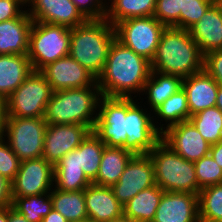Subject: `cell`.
<instances>
[{
  "label": "cell",
  "mask_w": 222,
  "mask_h": 222,
  "mask_svg": "<svg viewBox=\"0 0 222 222\" xmlns=\"http://www.w3.org/2000/svg\"><path fill=\"white\" fill-rule=\"evenodd\" d=\"M151 70L150 61L115 38L97 83L102 96L137 98L140 97Z\"/></svg>",
  "instance_id": "1"
},
{
  "label": "cell",
  "mask_w": 222,
  "mask_h": 222,
  "mask_svg": "<svg viewBox=\"0 0 222 222\" xmlns=\"http://www.w3.org/2000/svg\"><path fill=\"white\" fill-rule=\"evenodd\" d=\"M204 56L188 30L165 27L151 69L182 78L203 70Z\"/></svg>",
  "instance_id": "2"
},
{
  "label": "cell",
  "mask_w": 222,
  "mask_h": 222,
  "mask_svg": "<svg viewBox=\"0 0 222 222\" xmlns=\"http://www.w3.org/2000/svg\"><path fill=\"white\" fill-rule=\"evenodd\" d=\"M105 144L91 131L82 143L54 166V187L61 191L87 188L97 177Z\"/></svg>",
  "instance_id": "3"
},
{
  "label": "cell",
  "mask_w": 222,
  "mask_h": 222,
  "mask_svg": "<svg viewBox=\"0 0 222 222\" xmlns=\"http://www.w3.org/2000/svg\"><path fill=\"white\" fill-rule=\"evenodd\" d=\"M116 38L114 26L104 19L87 20L71 28L69 55L98 78Z\"/></svg>",
  "instance_id": "4"
},
{
  "label": "cell",
  "mask_w": 222,
  "mask_h": 222,
  "mask_svg": "<svg viewBox=\"0 0 222 222\" xmlns=\"http://www.w3.org/2000/svg\"><path fill=\"white\" fill-rule=\"evenodd\" d=\"M101 97L98 83L55 91L47 103L44 119L47 124H79L93 130Z\"/></svg>",
  "instance_id": "5"
},
{
  "label": "cell",
  "mask_w": 222,
  "mask_h": 222,
  "mask_svg": "<svg viewBox=\"0 0 222 222\" xmlns=\"http://www.w3.org/2000/svg\"><path fill=\"white\" fill-rule=\"evenodd\" d=\"M148 154L154 167L155 183L164 192L199 194L194 162L175 153L162 140Z\"/></svg>",
  "instance_id": "6"
},
{
  "label": "cell",
  "mask_w": 222,
  "mask_h": 222,
  "mask_svg": "<svg viewBox=\"0 0 222 222\" xmlns=\"http://www.w3.org/2000/svg\"><path fill=\"white\" fill-rule=\"evenodd\" d=\"M71 28L33 21L29 34L28 58L34 71L69 55Z\"/></svg>",
  "instance_id": "7"
},
{
  "label": "cell",
  "mask_w": 222,
  "mask_h": 222,
  "mask_svg": "<svg viewBox=\"0 0 222 222\" xmlns=\"http://www.w3.org/2000/svg\"><path fill=\"white\" fill-rule=\"evenodd\" d=\"M53 90L40 71H34L6 98L7 117H44Z\"/></svg>",
  "instance_id": "8"
},
{
  "label": "cell",
  "mask_w": 222,
  "mask_h": 222,
  "mask_svg": "<svg viewBox=\"0 0 222 222\" xmlns=\"http://www.w3.org/2000/svg\"><path fill=\"white\" fill-rule=\"evenodd\" d=\"M46 128L44 117H7L2 137L21 161L30 160L43 157Z\"/></svg>",
  "instance_id": "9"
},
{
  "label": "cell",
  "mask_w": 222,
  "mask_h": 222,
  "mask_svg": "<svg viewBox=\"0 0 222 222\" xmlns=\"http://www.w3.org/2000/svg\"><path fill=\"white\" fill-rule=\"evenodd\" d=\"M165 27L154 16L129 18L114 25L116 39L150 62Z\"/></svg>",
  "instance_id": "10"
},
{
  "label": "cell",
  "mask_w": 222,
  "mask_h": 222,
  "mask_svg": "<svg viewBox=\"0 0 222 222\" xmlns=\"http://www.w3.org/2000/svg\"><path fill=\"white\" fill-rule=\"evenodd\" d=\"M145 107L137 98H127L124 149L134 154H148L161 140V133L153 124L152 112Z\"/></svg>",
  "instance_id": "11"
},
{
  "label": "cell",
  "mask_w": 222,
  "mask_h": 222,
  "mask_svg": "<svg viewBox=\"0 0 222 222\" xmlns=\"http://www.w3.org/2000/svg\"><path fill=\"white\" fill-rule=\"evenodd\" d=\"M127 98L102 96L92 132L109 147H122L126 134Z\"/></svg>",
  "instance_id": "12"
},
{
  "label": "cell",
  "mask_w": 222,
  "mask_h": 222,
  "mask_svg": "<svg viewBox=\"0 0 222 222\" xmlns=\"http://www.w3.org/2000/svg\"><path fill=\"white\" fill-rule=\"evenodd\" d=\"M53 187L54 166L43 157L21 161L18 173L11 181L12 197L41 195Z\"/></svg>",
  "instance_id": "13"
},
{
  "label": "cell",
  "mask_w": 222,
  "mask_h": 222,
  "mask_svg": "<svg viewBox=\"0 0 222 222\" xmlns=\"http://www.w3.org/2000/svg\"><path fill=\"white\" fill-rule=\"evenodd\" d=\"M155 184L151 157L149 154H135L127 164L119 181L111 188L119 203L124 206L140 191Z\"/></svg>",
  "instance_id": "14"
},
{
  "label": "cell",
  "mask_w": 222,
  "mask_h": 222,
  "mask_svg": "<svg viewBox=\"0 0 222 222\" xmlns=\"http://www.w3.org/2000/svg\"><path fill=\"white\" fill-rule=\"evenodd\" d=\"M92 130L79 124H47L43 158L53 166L70 151L76 149Z\"/></svg>",
  "instance_id": "15"
},
{
  "label": "cell",
  "mask_w": 222,
  "mask_h": 222,
  "mask_svg": "<svg viewBox=\"0 0 222 222\" xmlns=\"http://www.w3.org/2000/svg\"><path fill=\"white\" fill-rule=\"evenodd\" d=\"M161 140L191 162L208 155L211 147L189 120L168 127L161 133Z\"/></svg>",
  "instance_id": "16"
},
{
  "label": "cell",
  "mask_w": 222,
  "mask_h": 222,
  "mask_svg": "<svg viewBox=\"0 0 222 222\" xmlns=\"http://www.w3.org/2000/svg\"><path fill=\"white\" fill-rule=\"evenodd\" d=\"M40 72L50 83L53 92L97 84V78L70 55L47 64Z\"/></svg>",
  "instance_id": "17"
},
{
  "label": "cell",
  "mask_w": 222,
  "mask_h": 222,
  "mask_svg": "<svg viewBox=\"0 0 222 222\" xmlns=\"http://www.w3.org/2000/svg\"><path fill=\"white\" fill-rule=\"evenodd\" d=\"M26 12L33 21L69 28L87 21L72 0H31Z\"/></svg>",
  "instance_id": "18"
},
{
  "label": "cell",
  "mask_w": 222,
  "mask_h": 222,
  "mask_svg": "<svg viewBox=\"0 0 222 222\" xmlns=\"http://www.w3.org/2000/svg\"><path fill=\"white\" fill-rule=\"evenodd\" d=\"M152 222H200L198 195L164 192Z\"/></svg>",
  "instance_id": "19"
},
{
  "label": "cell",
  "mask_w": 222,
  "mask_h": 222,
  "mask_svg": "<svg viewBox=\"0 0 222 222\" xmlns=\"http://www.w3.org/2000/svg\"><path fill=\"white\" fill-rule=\"evenodd\" d=\"M84 195L88 219L92 222H110L123 216V206L111 187L91 183L84 189Z\"/></svg>",
  "instance_id": "20"
},
{
  "label": "cell",
  "mask_w": 222,
  "mask_h": 222,
  "mask_svg": "<svg viewBox=\"0 0 222 222\" xmlns=\"http://www.w3.org/2000/svg\"><path fill=\"white\" fill-rule=\"evenodd\" d=\"M182 88L187 95L190 116L215 106L219 84L204 69L183 78Z\"/></svg>",
  "instance_id": "21"
},
{
  "label": "cell",
  "mask_w": 222,
  "mask_h": 222,
  "mask_svg": "<svg viewBox=\"0 0 222 222\" xmlns=\"http://www.w3.org/2000/svg\"><path fill=\"white\" fill-rule=\"evenodd\" d=\"M204 55L222 49V12L213 3L203 16L188 29Z\"/></svg>",
  "instance_id": "22"
},
{
  "label": "cell",
  "mask_w": 222,
  "mask_h": 222,
  "mask_svg": "<svg viewBox=\"0 0 222 222\" xmlns=\"http://www.w3.org/2000/svg\"><path fill=\"white\" fill-rule=\"evenodd\" d=\"M32 24L26 11L18 18L0 22V55H27Z\"/></svg>",
  "instance_id": "23"
},
{
  "label": "cell",
  "mask_w": 222,
  "mask_h": 222,
  "mask_svg": "<svg viewBox=\"0 0 222 222\" xmlns=\"http://www.w3.org/2000/svg\"><path fill=\"white\" fill-rule=\"evenodd\" d=\"M32 70L27 55H0V96L6 99L11 95Z\"/></svg>",
  "instance_id": "24"
},
{
  "label": "cell",
  "mask_w": 222,
  "mask_h": 222,
  "mask_svg": "<svg viewBox=\"0 0 222 222\" xmlns=\"http://www.w3.org/2000/svg\"><path fill=\"white\" fill-rule=\"evenodd\" d=\"M183 78L176 75H168L151 70L150 76L144 84L143 91L138 100L144 103L149 111L153 112L167 98L182 88ZM145 96L144 98L141 96ZM142 98V99H141ZM150 107V108H149Z\"/></svg>",
  "instance_id": "25"
},
{
  "label": "cell",
  "mask_w": 222,
  "mask_h": 222,
  "mask_svg": "<svg viewBox=\"0 0 222 222\" xmlns=\"http://www.w3.org/2000/svg\"><path fill=\"white\" fill-rule=\"evenodd\" d=\"M135 154L122 147H104L99 172L92 182L95 185L112 187L119 181L130 159Z\"/></svg>",
  "instance_id": "26"
},
{
  "label": "cell",
  "mask_w": 222,
  "mask_h": 222,
  "mask_svg": "<svg viewBox=\"0 0 222 222\" xmlns=\"http://www.w3.org/2000/svg\"><path fill=\"white\" fill-rule=\"evenodd\" d=\"M152 116L154 127L160 133H163L164 130L172 125L188 121L190 118V111L187 104V95L183 88L175 94H172L157 107L152 112ZM158 121H160V123Z\"/></svg>",
  "instance_id": "27"
},
{
  "label": "cell",
  "mask_w": 222,
  "mask_h": 222,
  "mask_svg": "<svg viewBox=\"0 0 222 222\" xmlns=\"http://www.w3.org/2000/svg\"><path fill=\"white\" fill-rule=\"evenodd\" d=\"M163 193L156 184L140 191L123 206V216L136 222H152Z\"/></svg>",
  "instance_id": "28"
},
{
  "label": "cell",
  "mask_w": 222,
  "mask_h": 222,
  "mask_svg": "<svg viewBox=\"0 0 222 222\" xmlns=\"http://www.w3.org/2000/svg\"><path fill=\"white\" fill-rule=\"evenodd\" d=\"M156 1L157 0H107L105 19L114 26L118 22L129 18L153 16Z\"/></svg>",
  "instance_id": "29"
},
{
  "label": "cell",
  "mask_w": 222,
  "mask_h": 222,
  "mask_svg": "<svg viewBox=\"0 0 222 222\" xmlns=\"http://www.w3.org/2000/svg\"><path fill=\"white\" fill-rule=\"evenodd\" d=\"M53 209L69 222L88 219L84 190L61 191L55 187L51 190Z\"/></svg>",
  "instance_id": "30"
},
{
  "label": "cell",
  "mask_w": 222,
  "mask_h": 222,
  "mask_svg": "<svg viewBox=\"0 0 222 222\" xmlns=\"http://www.w3.org/2000/svg\"><path fill=\"white\" fill-rule=\"evenodd\" d=\"M189 121L211 145L222 140V112L218 107L199 111L190 116Z\"/></svg>",
  "instance_id": "31"
},
{
  "label": "cell",
  "mask_w": 222,
  "mask_h": 222,
  "mask_svg": "<svg viewBox=\"0 0 222 222\" xmlns=\"http://www.w3.org/2000/svg\"><path fill=\"white\" fill-rule=\"evenodd\" d=\"M12 207L29 222H42L43 217L53 209L51 191L41 195L12 197Z\"/></svg>",
  "instance_id": "32"
},
{
  "label": "cell",
  "mask_w": 222,
  "mask_h": 222,
  "mask_svg": "<svg viewBox=\"0 0 222 222\" xmlns=\"http://www.w3.org/2000/svg\"><path fill=\"white\" fill-rule=\"evenodd\" d=\"M198 206L200 222H222V183L201 189Z\"/></svg>",
  "instance_id": "33"
},
{
  "label": "cell",
  "mask_w": 222,
  "mask_h": 222,
  "mask_svg": "<svg viewBox=\"0 0 222 222\" xmlns=\"http://www.w3.org/2000/svg\"><path fill=\"white\" fill-rule=\"evenodd\" d=\"M199 189L222 183V168L210 154L194 162Z\"/></svg>",
  "instance_id": "34"
},
{
  "label": "cell",
  "mask_w": 222,
  "mask_h": 222,
  "mask_svg": "<svg viewBox=\"0 0 222 222\" xmlns=\"http://www.w3.org/2000/svg\"><path fill=\"white\" fill-rule=\"evenodd\" d=\"M180 11L183 0H157L153 16L166 27L179 28Z\"/></svg>",
  "instance_id": "35"
},
{
  "label": "cell",
  "mask_w": 222,
  "mask_h": 222,
  "mask_svg": "<svg viewBox=\"0 0 222 222\" xmlns=\"http://www.w3.org/2000/svg\"><path fill=\"white\" fill-rule=\"evenodd\" d=\"M214 0H183V11H180L179 28L188 30L199 21Z\"/></svg>",
  "instance_id": "36"
},
{
  "label": "cell",
  "mask_w": 222,
  "mask_h": 222,
  "mask_svg": "<svg viewBox=\"0 0 222 222\" xmlns=\"http://www.w3.org/2000/svg\"><path fill=\"white\" fill-rule=\"evenodd\" d=\"M21 160L12 151L8 142L0 137V175L10 182L15 178L20 168Z\"/></svg>",
  "instance_id": "37"
},
{
  "label": "cell",
  "mask_w": 222,
  "mask_h": 222,
  "mask_svg": "<svg viewBox=\"0 0 222 222\" xmlns=\"http://www.w3.org/2000/svg\"><path fill=\"white\" fill-rule=\"evenodd\" d=\"M72 2L87 20L104 19L106 16L107 0H72Z\"/></svg>",
  "instance_id": "38"
},
{
  "label": "cell",
  "mask_w": 222,
  "mask_h": 222,
  "mask_svg": "<svg viewBox=\"0 0 222 222\" xmlns=\"http://www.w3.org/2000/svg\"><path fill=\"white\" fill-rule=\"evenodd\" d=\"M203 69L222 85V49L204 55Z\"/></svg>",
  "instance_id": "39"
},
{
  "label": "cell",
  "mask_w": 222,
  "mask_h": 222,
  "mask_svg": "<svg viewBox=\"0 0 222 222\" xmlns=\"http://www.w3.org/2000/svg\"><path fill=\"white\" fill-rule=\"evenodd\" d=\"M26 6L18 0H0V22L20 17Z\"/></svg>",
  "instance_id": "40"
},
{
  "label": "cell",
  "mask_w": 222,
  "mask_h": 222,
  "mask_svg": "<svg viewBox=\"0 0 222 222\" xmlns=\"http://www.w3.org/2000/svg\"><path fill=\"white\" fill-rule=\"evenodd\" d=\"M12 205L11 182L0 175V208Z\"/></svg>",
  "instance_id": "41"
},
{
  "label": "cell",
  "mask_w": 222,
  "mask_h": 222,
  "mask_svg": "<svg viewBox=\"0 0 222 222\" xmlns=\"http://www.w3.org/2000/svg\"><path fill=\"white\" fill-rule=\"evenodd\" d=\"M209 154L222 168V140L216 144L211 145Z\"/></svg>",
  "instance_id": "42"
},
{
  "label": "cell",
  "mask_w": 222,
  "mask_h": 222,
  "mask_svg": "<svg viewBox=\"0 0 222 222\" xmlns=\"http://www.w3.org/2000/svg\"><path fill=\"white\" fill-rule=\"evenodd\" d=\"M7 119L6 99L0 96V137L4 133Z\"/></svg>",
  "instance_id": "43"
},
{
  "label": "cell",
  "mask_w": 222,
  "mask_h": 222,
  "mask_svg": "<svg viewBox=\"0 0 222 222\" xmlns=\"http://www.w3.org/2000/svg\"><path fill=\"white\" fill-rule=\"evenodd\" d=\"M8 222H29L22 214H20L16 209L8 206Z\"/></svg>",
  "instance_id": "44"
},
{
  "label": "cell",
  "mask_w": 222,
  "mask_h": 222,
  "mask_svg": "<svg viewBox=\"0 0 222 222\" xmlns=\"http://www.w3.org/2000/svg\"><path fill=\"white\" fill-rule=\"evenodd\" d=\"M42 222H69L59 212L52 209L45 217Z\"/></svg>",
  "instance_id": "45"
},
{
  "label": "cell",
  "mask_w": 222,
  "mask_h": 222,
  "mask_svg": "<svg viewBox=\"0 0 222 222\" xmlns=\"http://www.w3.org/2000/svg\"><path fill=\"white\" fill-rule=\"evenodd\" d=\"M215 106L218 107L222 112V85H219Z\"/></svg>",
  "instance_id": "46"
},
{
  "label": "cell",
  "mask_w": 222,
  "mask_h": 222,
  "mask_svg": "<svg viewBox=\"0 0 222 222\" xmlns=\"http://www.w3.org/2000/svg\"><path fill=\"white\" fill-rule=\"evenodd\" d=\"M0 222H8V207L0 208Z\"/></svg>",
  "instance_id": "47"
},
{
  "label": "cell",
  "mask_w": 222,
  "mask_h": 222,
  "mask_svg": "<svg viewBox=\"0 0 222 222\" xmlns=\"http://www.w3.org/2000/svg\"><path fill=\"white\" fill-rule=\"evenodd\" d=\"M110 222H136V221H134V220H132L130 218L122 216L121 218L115 219V220L110 221Z\"/></svg>",
  "instance_id": "48"
},
{
  "label": "cell",
  "mask_w": 222,
  "mask_h": 222,
  "mask_svg": "<svg viewBox=\"0 0 222 222\" xmlns=\"http://www.w3.org/2000/svg\"><path fill=\"white\" fill-rule=\"evenodd\" d=\"M214 3L218 6L220 11L222 12V0H214Z\"/></svg>",
  "instance_id": "49"
},
{
  "label": "cell",
  "mask_w": 222,
  "mask_h": 222,
  "mask_svg": "<svg viewBox=\"0 0 222 222\" xmlns=\"http://www.w3.org/2000/svg\"><path fill=\"white\" fill-rule=\"evenodd\" d=\"M20 1L23 5H25L26 7L28 6V4L31 2V0H18Z\"/></svg>",
  "instance_id": "50"
},
{
  "label": "cell",
  "mask_w": 222,
  "mask_h": 222,
  "mask_svg": "<svg viewBox=\"0 0 222 222\" xmlns=\"http://www.w3.org/2000/svg\"><path fill=\"white\" fill-rule=\"evenodd\" d=\"M75 222H92V221L90 219H84V220L75 221Z\"/></svg>",
  "instance_id": "51"
}]
</instances>
